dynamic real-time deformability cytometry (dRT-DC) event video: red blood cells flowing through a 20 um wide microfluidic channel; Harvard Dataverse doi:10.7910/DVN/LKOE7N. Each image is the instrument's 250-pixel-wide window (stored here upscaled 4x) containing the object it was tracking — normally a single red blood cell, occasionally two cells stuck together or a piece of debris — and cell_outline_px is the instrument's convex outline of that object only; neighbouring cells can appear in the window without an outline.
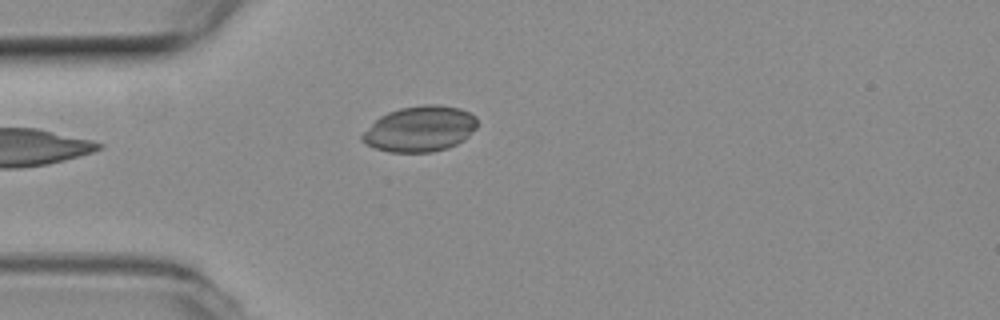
{"species": "common noctule bat (a hibernating species)", "species_latin": "Nyctalus noctula", "temperature_condition": "room temperature", "stored_images_in_passage": 4, "camera_frame_rate_fps": 3000, "um_per_image_px": 0.085, "animal": {"sex": "female", "body_mass_g": 19.3, "forearm_length_mm": 54.1}, "frame": {"image": 1, "passage_image": 4, "time_ms": 1.0, "image_size_px": [1000, 320], "cell_outline_px": [[476, 128], [464, 140], [448, 148], [432, 152], [388, 152], [376, 148], [360, 140], [360, 136], [380, 116], [388, 112], [400, 108], [424, 104], [436, 104], [460, 108], [476, 116]], "centroid_in_image_um": [35.71, 10.95], "position_along_channel_um": 49.3, "area_um2": 30.52}}